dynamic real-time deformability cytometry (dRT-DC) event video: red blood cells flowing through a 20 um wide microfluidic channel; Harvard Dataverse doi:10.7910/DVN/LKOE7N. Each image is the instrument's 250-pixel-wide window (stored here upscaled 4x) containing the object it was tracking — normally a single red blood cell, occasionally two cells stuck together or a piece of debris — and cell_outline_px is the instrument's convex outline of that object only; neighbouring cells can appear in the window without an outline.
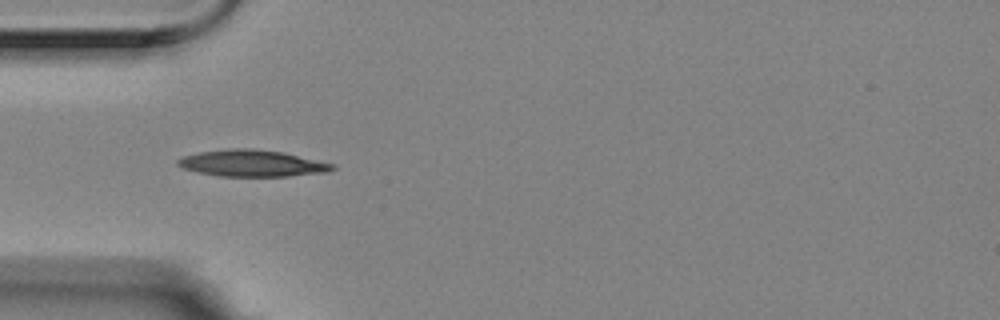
{"species": "Egyptian fruit bat (a non-hibernating species)", "species_latin": "Rousettus aegyptiacus", "temperature_condition": "room temperature", "stored_images_in_passage": 5, "camera_frame_rate_fps": 3000, "um_per_image_px": 0.085, "animal": {"sex": "female"}, "frame": {"image": 1, "passage_image": 4, "time_ms": 1.0, "image_size_px": [1000, 320], "cell_outline_px": [[336, 168], [328, 172], [288, 176], [216, 176], [196, 172], [184, 168], [176, 164], [176, 160], [184, 156], [200, 152], [228, 148], [252, 148], [284, 152], [336, 164]], "centroid_in_image_um": [21.45, 13.87], "position_along_channel_um": 63.6, "area_um2": 24.16}}
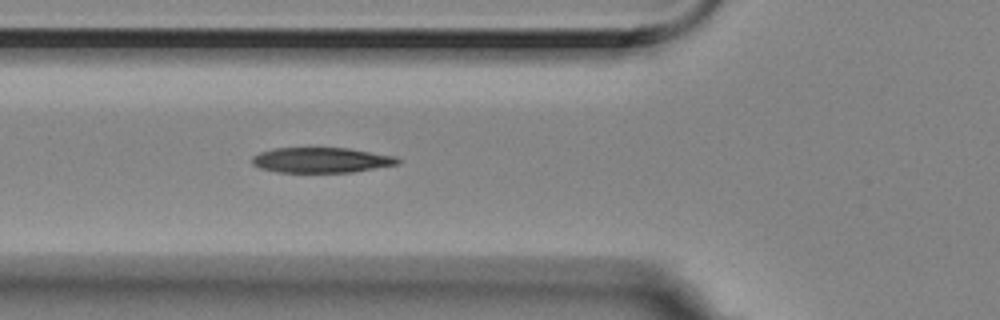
{"frame": {"image": 2, "passage_image": 5, "time_ms": 1.333, "image_size_px": [1000, 320], "cell_outline_px": [[400, 164], [352, 172], [276, 172], [260, 168], [252, 164], [252, 156], [260, 152], [272, 148], [348, 148], [396, 156], [400, 160]], "centroid_in_image_um": [27.3, 13.61], "position_along_channel_um": 98.5, "area_um2": 21.5}}